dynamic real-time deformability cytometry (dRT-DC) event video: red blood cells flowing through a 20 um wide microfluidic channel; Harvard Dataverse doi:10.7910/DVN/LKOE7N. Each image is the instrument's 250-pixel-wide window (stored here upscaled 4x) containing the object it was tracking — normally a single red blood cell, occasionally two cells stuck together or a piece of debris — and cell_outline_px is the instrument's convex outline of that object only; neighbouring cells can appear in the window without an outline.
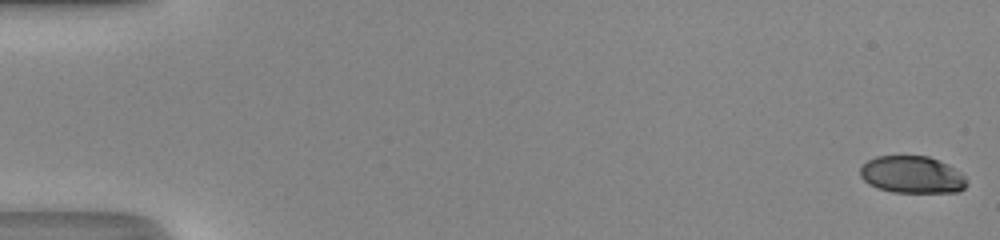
{"species": "human", "species_latin": "Homo sapiens", "temperature_condition": "room temperature", "stored_images_in_passage": 49, "camera_frame_rate_fps": 3000, "um_per_image_px": 0.085, "donor": {"sex": "male"}, "frame": {"image": 1, "passage_image": 1, "time_ms": 0.0, "image_size_px": [1000, 240], "cell_outline_px": [[968, 184], [960, 192], [892, 192], [876, 188], [868, 184], [860, 176], [860, 168], [868, 160], [876, 156], [928, 156], [948, 164], [960, 172], [968, 180]], "centroid_in_image_um": [77.53, 14.85], "position_along_channel_um": 7.5, "area_um2": 23.24}}
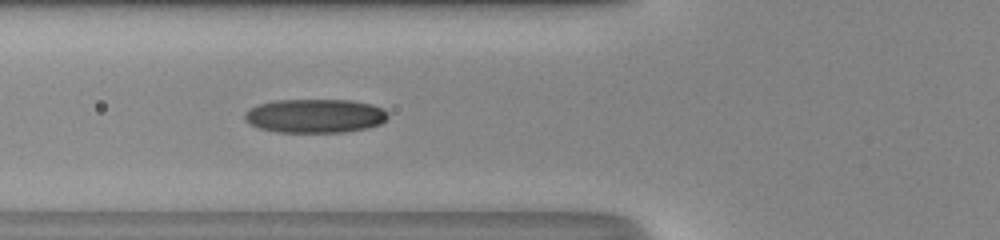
{"frame": {"image": 2, "passage_image": 20, "time_ms": 6.333, "image_size_px": [1000, 240], "cell_outline_px": [[388, 116], [380, 124], [368, 128], [344, 132], [276, 132], [260, 128], [244, 120], [244, 112], [260, 104], [276, 100], [352, 100], [372, 104], [384, 108], [388, 112]], "centroid_in_image_um": [26.81, 9.85], "position_along_channel_um": 99.0, "area_um2": 28.32}}
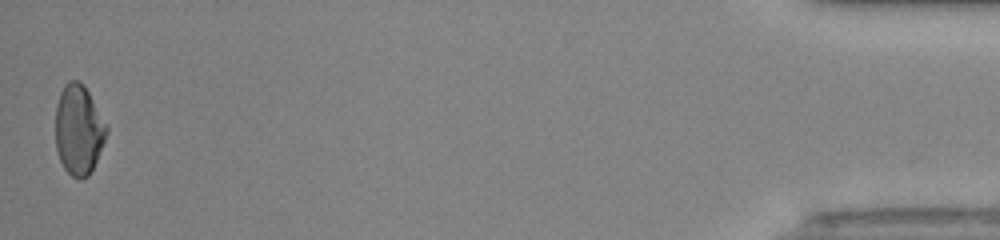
{"frame": {"image": 3, "passage_image": 49, "time_ms": 16.0, "image_size_px": [1000, 240], "cell_outline_px": [[108, 132], [96, 160], [88, 176], [80, 180], [72, 176], [64, 168], [60, 160], [56, 148], [56, 104], [60, 92], [64, 84], [68, 80], [80, 80], [84, 84], [108, 128]], "centroid_in_image_um": [6.67, 11.01], "position_along_channel_um": 428.5, "area_um2": 26.65}, "authors_computed_cell_mechanics": {"area_um2": 26.9926, "velocity_mm_per_s": 4.3656, "shape_relaxation_time_tau1_ms": 5.6451, "shape_relaxation_time_tau2_ms": 2.4834, "deformation_change_tau1": 0.185, "deformation_change_tau2": 0.07}}